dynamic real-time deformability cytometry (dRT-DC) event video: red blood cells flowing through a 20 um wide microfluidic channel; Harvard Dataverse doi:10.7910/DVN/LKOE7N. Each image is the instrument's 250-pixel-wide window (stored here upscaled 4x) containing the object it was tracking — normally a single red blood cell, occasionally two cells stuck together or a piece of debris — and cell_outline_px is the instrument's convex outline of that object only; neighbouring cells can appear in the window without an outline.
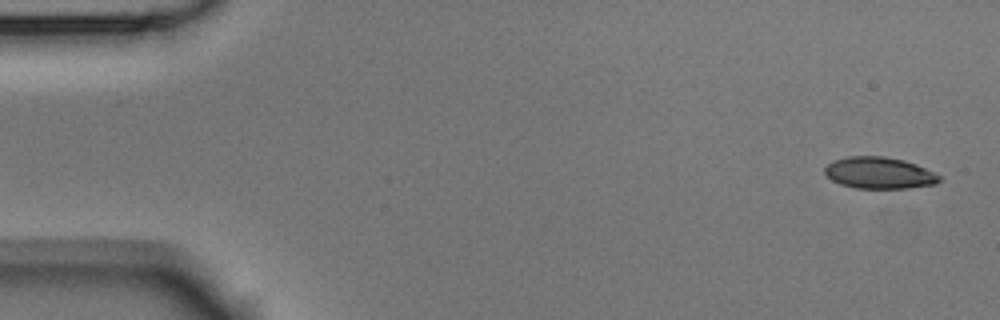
{"species": "Egyptian fruit bat (a non-hibernating species)", "species_latin": "Rousettus aegyptiacus", "temperature_condition": "room temperature", "stored_images_in_passage": 5, "camera_frame_rate_fps": 3000, "um_per_image_px": 0.085, "animal": {"sex": "male"}, "frame": {"image": 1, "passage_image": 1, "time_ms": 0.0, "image_size_px": [1000, 320], "cell_outline_px": [[940, 180], [936, 184], [908, 188], [856, 188], [840, 184], [832, 180], [824, 172], [824, 168], [828, 164], [836, 160], [848, 156], [884, 156], [904, 160], [916, 164], [936, 172], [940, 176]], "centroid_in_image_um": [74.76, 14.7], "position_along_channel_um": 10.2, "area_um2": 21.1}}
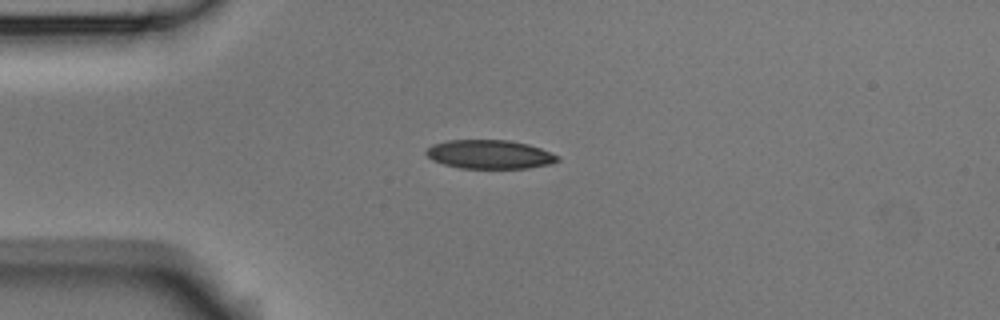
{"frame": {"image": 2, "passage_image": 4, "time_ms": 1.0, "image_size_px": [1000, 320], "cell_outline_px": [[560, 160], [552, 164], [528, 168], [460, 168], [444, 164], [432, 160], [424, 152], [432, 144], [448, 140], [508, 140], [528, 144], [540, 148], [560, 156]], "centroid_in_image_um": [41.64, 13.12], "position_along_channel_um": 43.4, "area_um2": 22.14}}